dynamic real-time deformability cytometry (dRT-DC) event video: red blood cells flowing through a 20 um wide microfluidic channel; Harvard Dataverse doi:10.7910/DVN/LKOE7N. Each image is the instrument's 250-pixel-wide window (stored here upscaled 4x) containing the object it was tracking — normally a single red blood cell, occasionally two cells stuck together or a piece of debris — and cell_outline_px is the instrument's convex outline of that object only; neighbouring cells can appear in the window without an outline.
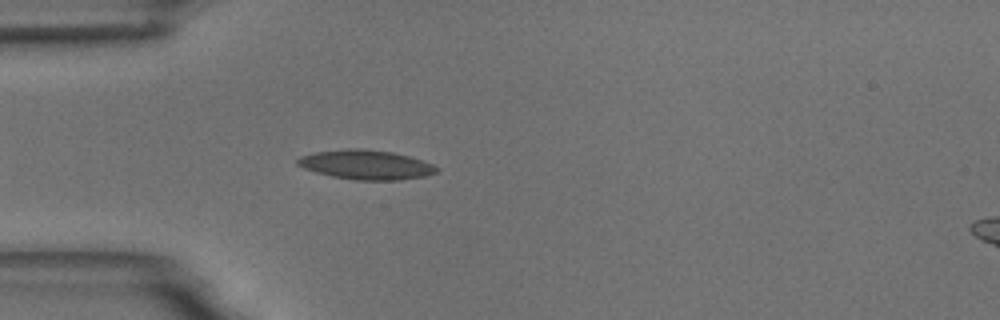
{"species": "common noctule bat (a hibernating species)", "species_latin": "Nyctalus noctula", "temperature_condition": "room temperature", "stored_images_in_passage": 10, "camera_frame_rate_fps": 3000, "um_per_image_px": 0.085, "animal": {"sex": "male", "body_mass_g": 18.8}, "frame": {"image": 1, "passage_image": 6, "time_ms": 1.667, "image_size_px": [1000, 320], "cell_outline_px": [[440, 168], [436, 172], [428, 176], [400, 180], [356, 180], [332, 176], [316, 172], [304, 168], [296, 164], [296, 160], [300, 156], [316, 152], [348, 148], [364, 148], [392, 152], [408, 156], [432, 164]], "centroid_in_image_um": [31.12, 14.0], "position_along_channel_um": 53.9, "area_um2": 23.87}}